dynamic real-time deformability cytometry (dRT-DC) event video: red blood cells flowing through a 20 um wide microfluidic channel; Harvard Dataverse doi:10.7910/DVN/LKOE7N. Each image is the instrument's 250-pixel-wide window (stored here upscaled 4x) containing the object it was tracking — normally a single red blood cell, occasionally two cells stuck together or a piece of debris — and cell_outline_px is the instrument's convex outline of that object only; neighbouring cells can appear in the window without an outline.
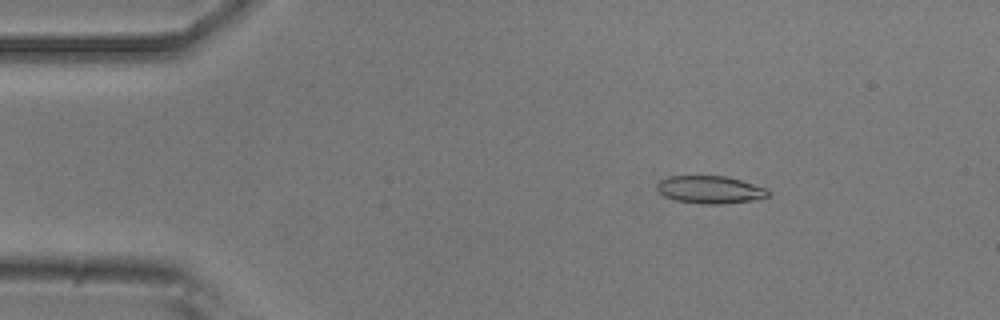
{"species": "common noctule bat (a hibernating species)", "species_latin": "Nyctalus noctula", "temperature_condition": "room temperature", "stored_images_in_passage": 4, "camera_frame_rate_fps": 3000, "um_per_image_px": 0.085, "animal": {"sex": "male", "body_mass_g": 20.5, "forearm_length_mm": 52.5}, "frame": {"image": 1, "passage_image": 2, "time_ms": 1.333, "image_size_px": [1000, 320], "cell_outline_px": [[772, 192], [768, 196], [752, 200], [720, 204], [700, 204], [676, 200], [664, 196], [656, 188], [656, 184], [660, 180], [668, 176], [728, 176], [768, 188]], "centroid_in_image_um": [60.37, 16.11], "position_along_channel_um": 24.6, "area_um2": 18.03}}
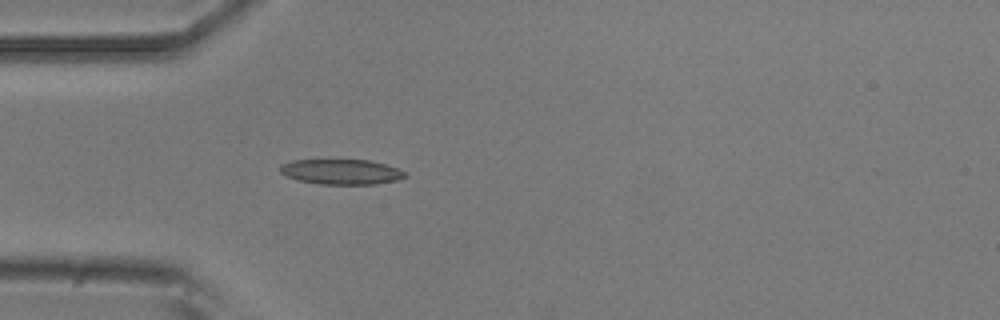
{"frame": {"image": 2, "passage_image": 4, "time_ms": 3.667, "image_size_px": [1000, 320], "cell_outline_px": [[408, 176], [396, 180], [372, 184], [320, 184], [300, 180], [288, 176], [280, 172], [280, 164], [292, 160], [368, 160], [384, 164], [396, 168], [404, 172]], "centroid_in_image_um": [28.99, 14.6], "position_along_channel_um": 56.0, "area_um2": 18.03}}